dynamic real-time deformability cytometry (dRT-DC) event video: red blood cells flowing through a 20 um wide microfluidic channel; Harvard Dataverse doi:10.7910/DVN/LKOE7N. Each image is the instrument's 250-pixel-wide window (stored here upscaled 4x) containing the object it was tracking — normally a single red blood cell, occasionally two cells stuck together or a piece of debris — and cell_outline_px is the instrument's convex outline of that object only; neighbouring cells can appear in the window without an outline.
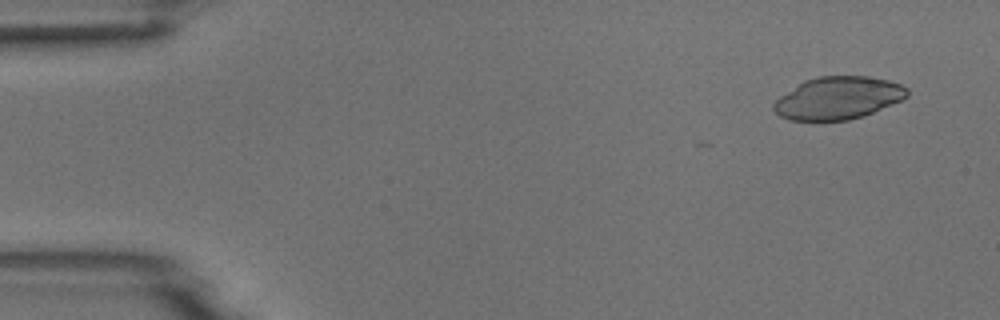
{"species": "common noctule bat (a hibernating species)", "species_latin": "Nyctalus noctula", "temperature_condition": "room temperature", "stored_images_in_passage": 4, "camera_frame_rate_fps": 3000, "um_per_image_px": 0.085, "animal": {"sex": "male", "body_mass_g": 18.8}, "frame": {"image": 1, "passage_image": 1, "time_ms": 0.0, "image_size_px": [1000, 320], "cell_outline_px": [[908, 96], [900, 100], [864, 116], [848, 120], [788, 120], [780, 116], [772, 108], [772, 104], [780, 96], [804, 80], [816, 76], [868, 76], [888, 80], [900, 84], [908, 88]], "centroid_in_image_um": [71.22, 8.32], "position_along_channel_um": 13.8, "area_um2": 33.0}}